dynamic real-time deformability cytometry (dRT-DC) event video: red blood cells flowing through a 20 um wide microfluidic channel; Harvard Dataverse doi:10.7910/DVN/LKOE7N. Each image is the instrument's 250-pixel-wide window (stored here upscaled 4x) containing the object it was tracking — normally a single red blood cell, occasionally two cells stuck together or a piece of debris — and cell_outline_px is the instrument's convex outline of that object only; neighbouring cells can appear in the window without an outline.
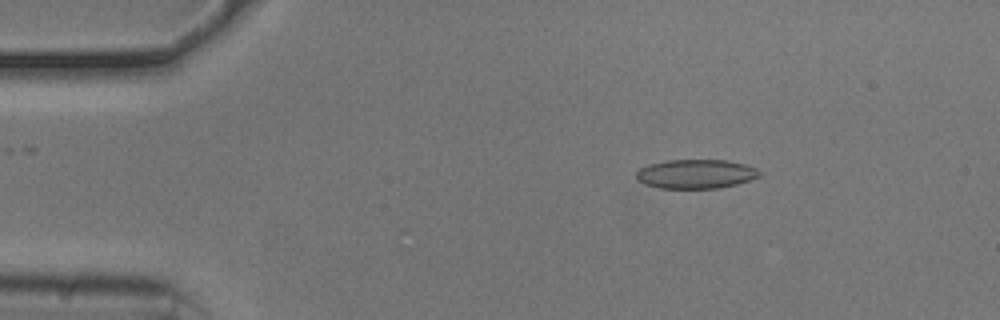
{"species": "common noctule bat (a hibernating species)", "species_latin": "Nyctalus noctula", "temperature_condition": "cold", "stored_images_in_passage": 53, "camera_frame_rate_fps": 3000, "um_per_image_px": 0.085, "animal": {"sex": "male", "body_mass_g": 20.5, "forearm_length_mm": 52.5}, "frame": {"image": 1, "passage_image": 8, "time_ms": 2.333, "image_size_px": [1000, 320], "cell_outline_px": [[760, 176], [736, 184], [716, 188], [660, 188], [644, 184], [636, 180], [636, 172], [640, 168], [648, 164], [664, 160], [728, 160], [744, 164], [756, 168], [760, 172]], "centroid_in_image_um": [59.1, 14.78], "position_along_channel_um": 25.9, "area_um2": 20.92}}
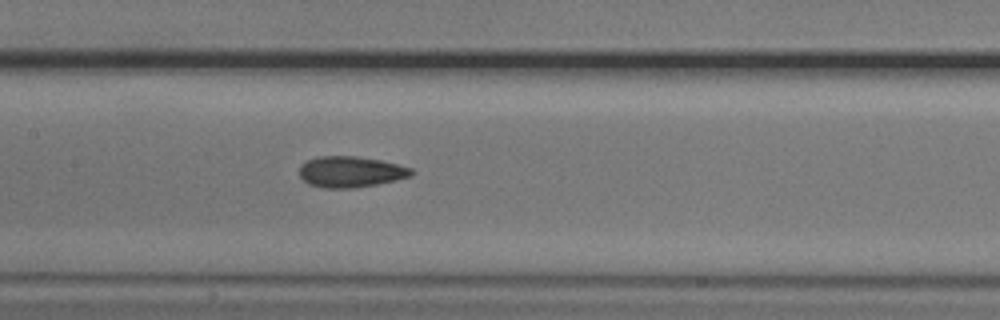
{"frame": {"image": 2, "passage_image": 25, "time_ms": 8.0, "image_size_px": [1000, 320], "cell_outline_px": [[416, 172], [412, 176], [396, 180], [356, 188], [324, 188], [308, 184], [300, 176], [300, 164], [308, 160], [320, 156], [356, 156], [380, 160], [412, 168]], "centroid_in_image_um": [29.82, 14.61], "position_along_channel_um": 177.6, "area_um2": 20.29}}
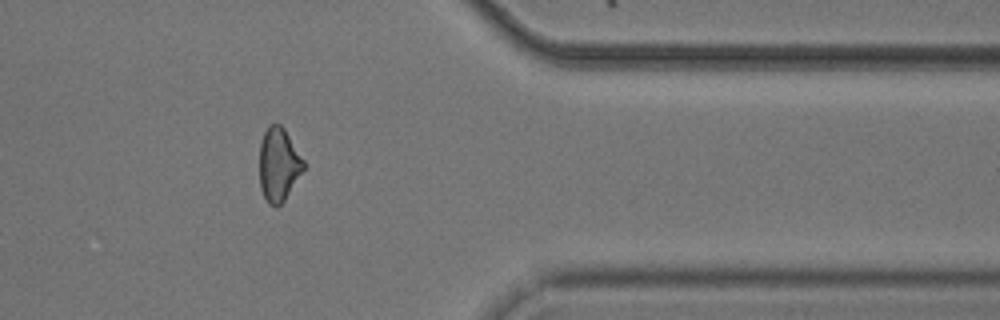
{"frame": {"image": 3, "passage_image": 43, "time_ms": 14.0, "image_size_px": [1000, 320], "cell_outline_px": [[304, 168], [284, 200], [276, 208], [268, 204], [260, 188], [260, 144], [264, 132], [268, 124], [280, 124], [284, 128], [304, 160]], "centroid_in_image_um": [23.67, 13.98], "position_along_channel_um": 387.7, "area_um2": 18.73}, "authors_computed_cell_mechanics": {"area_um2": 20.2878, "velocity_mm_per_s": 3.7908, "shape_relaxation_time_tau1_ms": 3.678, "shape_relaxation_time_tau2_ms": 2.9814, "deformation_change_tau1": 0.0995, "deformation_change_tau2": 0.0982}}